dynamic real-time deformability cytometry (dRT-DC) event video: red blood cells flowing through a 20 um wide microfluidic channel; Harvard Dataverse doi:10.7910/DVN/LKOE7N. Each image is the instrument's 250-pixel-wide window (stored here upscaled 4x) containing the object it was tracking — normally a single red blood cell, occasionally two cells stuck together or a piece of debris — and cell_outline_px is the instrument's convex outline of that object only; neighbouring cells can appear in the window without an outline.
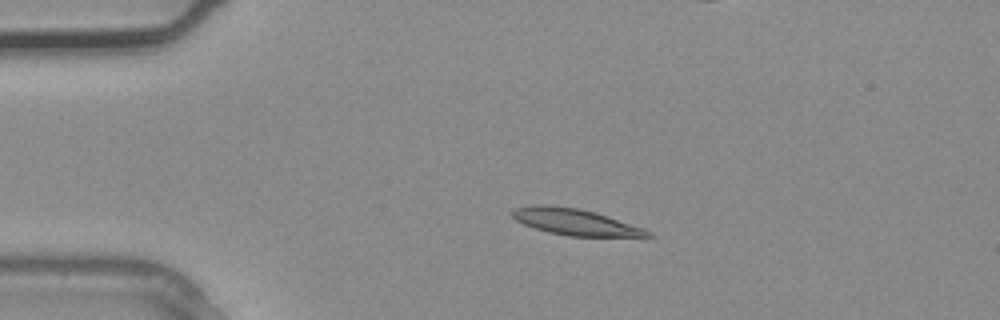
{"species": "common noctule bat (a hibernating species)", "species_latin": "Nyctalus noctula", "temperature_condition": "warm", "stored_images_in_passage": 3, "camera_frame_rate_fps": 3000, "um_per_image_px": 0.085, "animal": {"sex": "male", "body_mass_g": 20.4}, "frame": {"image": 1, "passage_image": 2, "time_ms": 0.333, "image_size_px": [1000, 320], "cell_outline_px": [[652, 236], [568, 236], [548, 232], [524, 224], [516, 220], [508, 212], [516, 208], [536, 204], [544, 204], [580, 208], [596, 212], [644, 228], [652, 232]], "centroid_in_image_um": [48.86, 18.85], "position_along_channel_um": 36.1, "area_um2": 20.75}}
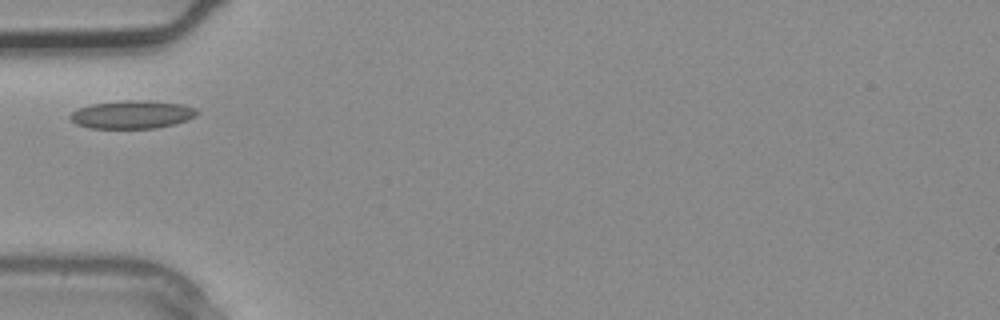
{"frame": {"image": 2, "passage_image": 3, "time_ms": 0.667, "image_size_px": [1000, 320], "cell_outline_px": [[200, 112], [196, 116], [172, 124], [156, 128], [88, 128], [76, 124], [68, 116], [72, 112], [80, 108], [92, 104], [124, 100], [144, 100], [184, 104], [196, 108]], "centroid_in_image_um": [11.24, 9.73], "position_along_channel_um": 73.8, "area_um2": 20.69}}